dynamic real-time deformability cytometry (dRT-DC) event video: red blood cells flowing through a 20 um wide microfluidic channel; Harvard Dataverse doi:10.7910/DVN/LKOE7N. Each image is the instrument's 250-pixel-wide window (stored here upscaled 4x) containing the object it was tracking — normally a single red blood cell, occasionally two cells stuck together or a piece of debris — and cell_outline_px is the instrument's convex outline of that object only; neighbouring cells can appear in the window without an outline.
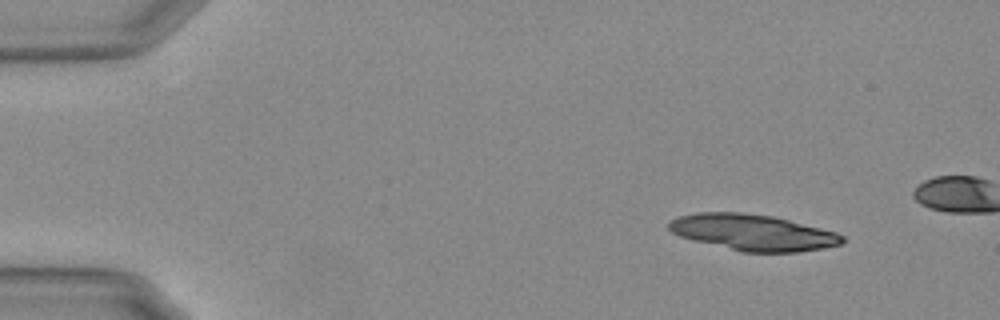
{"species": "Egyptian fruit bat (a non-hibernating species)", "species_latin": "Rousettus aegyptiacus", "temperature_condition": "warm", "stored_images_in_passage": 17, "camera_frame_rate_fps": 3000, "um_per_image_px": 0.085, "animal": {"sex": "female"}, "frame": {"image": 1, "passage_image": 6, "time_ms": 1.667, "image_size_px": [1000, 320], "cell_outline_px": [[844, 240], [840, 244], [800, 252], [740, 252], [692, 240], [680, 236], [672, 232], [668, 228], [668, 220], [680, 216], [696, 212], [744, 212], [772, 216], [836, 232], [844, 236]], "centroid_in_image_um": [63.94, 19.75], "position_along_channel_um": 21.1, "area_um2": 36.47}}